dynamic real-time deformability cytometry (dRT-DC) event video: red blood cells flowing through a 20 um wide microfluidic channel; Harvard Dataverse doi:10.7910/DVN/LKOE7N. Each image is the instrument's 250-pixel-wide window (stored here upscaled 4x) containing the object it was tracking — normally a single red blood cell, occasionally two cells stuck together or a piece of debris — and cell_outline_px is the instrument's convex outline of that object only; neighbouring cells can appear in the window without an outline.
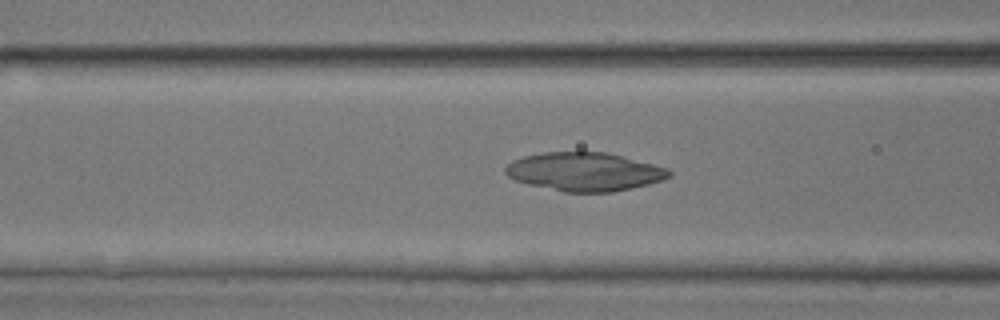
{"species": "common noctule bat (a hibernating species)", "species_latin": "Nyctalus noctula", "temperature_condition": "room temperature", "stored_images_in_passage": 29, "camera_frame_rate_fps": 3000, "um_per_image_px": 0.085, "animal": {"sex": "male", "body_mass_g": 17.9, "forearm_length_mm": 54.2}, "frame": {"image": 1, "passage_image": 11, "time_ms": 3.333, "image_size_px": [1000, 320], "cell_outline_px": [[672, 176], [664, 180], [648, 184], [612, 192], [564, 192], [528, 184], [516, 180], [508, 176], [504, 172], [504, 168], [512, 160], [524, 156], [544, 152], [604, 152], [668, 168], [672, 172]], "centroid_in_image_um": [49.67, 14.6], "position_along_channel_um": 116.9, "area_um2": 36.59}}
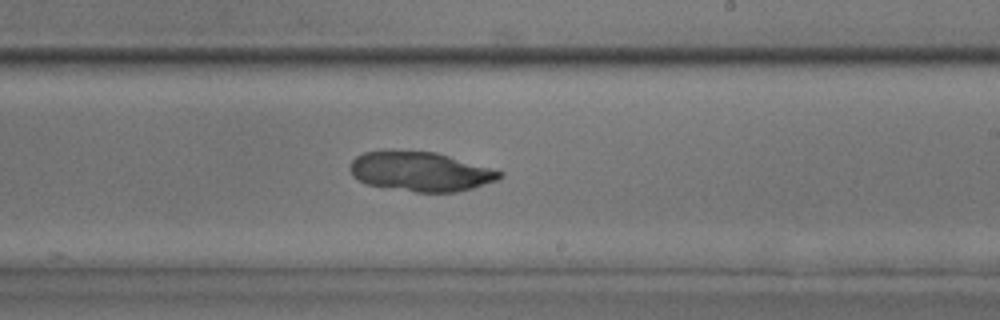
{"frame": {"image": 2, "passage_image": 21, "time_ms": 6.667, "image_size_px": [1000, 320], "cell_outline_px": [[504, 176], [496, 180], [472, 188], [456, 192], [416, 192], [364, 184], [352, 176], [348, 168], [352, 160], [356, 156], [364, 152], [384, 148], [436, 152], [504, 172]], "centroid_in_image_um": [35.66, 14.55], "position_along_channel_um": 253.3, "area_um2": 35.03}}
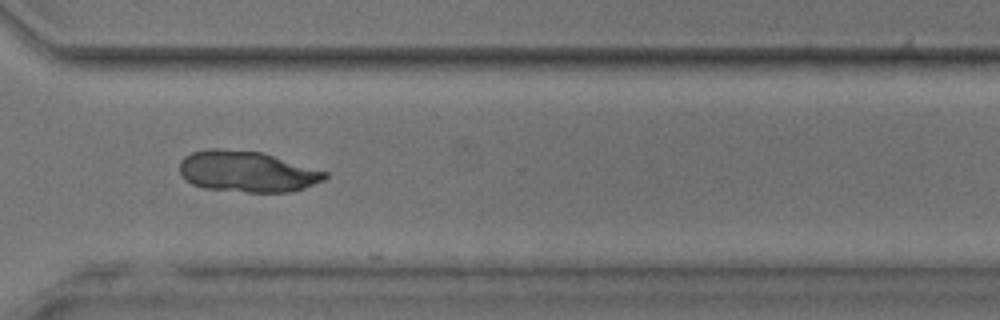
{"frame": {"image": 3, "passage_image": 28, "time_ms": 9.0, "image_size_px": [1000, 320], "cell_outline_px": [[328, 176], [324, 180], [304, 188], [288, 192], [248, 192], [204, 188], [192, 184], [180, 172], [180, 160], [184, 156], [192, 152], [208, 148], [220, 148], [264, 152], [328, 172]], "centroid_in_image_um": [21.01, 14.56], "position_along_channel_um": 349.6, "area_um2": 34.91}}